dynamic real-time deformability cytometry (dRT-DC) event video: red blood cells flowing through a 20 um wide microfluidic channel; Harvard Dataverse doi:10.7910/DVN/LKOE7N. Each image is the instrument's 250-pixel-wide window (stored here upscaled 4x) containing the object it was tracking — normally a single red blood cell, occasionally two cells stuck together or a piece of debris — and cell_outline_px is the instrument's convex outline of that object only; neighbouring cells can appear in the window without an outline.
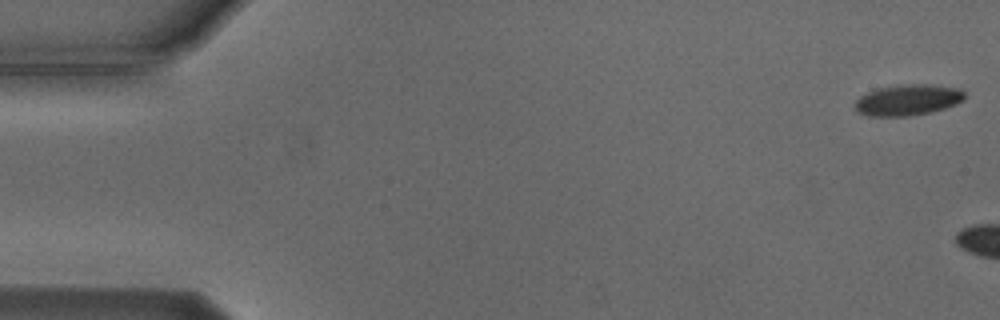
{"species": "Egyptian fruit bat (a non-hibernating species)", "species_latin": "Rousettus aegyptiacus", "temperature_condition": "cold", "stored_images_in_passage": 3, "camera_frame_rate_fps": 3000, "um_per_image_px": 0.085, "animal": {"sex": "male"}, "frame": {"image": 1, "passage_image": 1, "time_ms": 0.0, "image_size_px": [1000, 320], "cell_outline_px": [[964, 100], [956, 104], [944, 108], [928, 112], [908, 116], [868, 116], [860, 112], [856, 108], [856, 100], [860, 96], [868, 92], [880, 88], [900, 84], [928, 84], [960, 88], [964, 92]], "centroid_in_image_um": [77.19, 8.48], "position_along_channel_um": 7.8, "area_um2": 19.59}}